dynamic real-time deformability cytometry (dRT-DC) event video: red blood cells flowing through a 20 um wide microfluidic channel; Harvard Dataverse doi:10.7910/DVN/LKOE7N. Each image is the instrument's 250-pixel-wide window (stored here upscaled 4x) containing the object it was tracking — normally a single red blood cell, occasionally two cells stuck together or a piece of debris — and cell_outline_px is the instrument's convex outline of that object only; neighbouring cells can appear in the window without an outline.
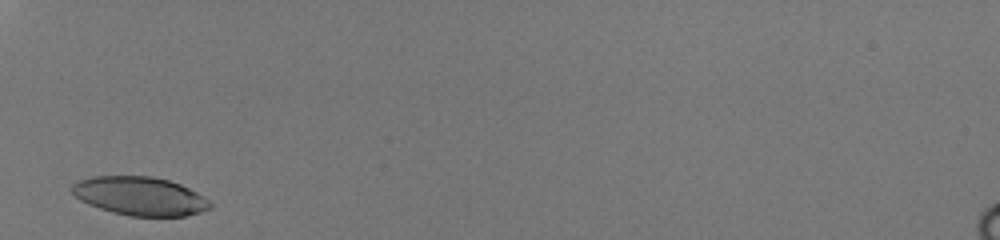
{"species": "human", "species_latin": "Homo sapiens", "temperature_condition": "room temperature", "stored_images_in_passage": 26, "camera_frame_rate_fps": 3000, "um_per_image_px": 0.085, "donor": {"sex": "male"}, "frame": {"image": 1, "passage_image": 1, "time_ms": 0.0, "image_size_px": [1000, 240], "cell_outline_px": [[212, 208], [200, 212], [184, 216], [132, 216], [112, 212], [88, 204], [80, 200], [72, 192], [72, 184], [76, 180], [92, 176], [152, 176], [168, 180], [180, 184], [196, 192], [208, 200], [212, 204]], "centroid_in_image_um": [11.88, 16.66], "position_along_channel_um": 73.1, "area_um2": 31.04}}
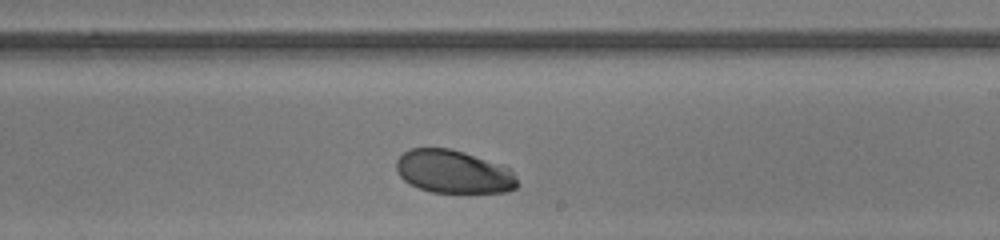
{"frame": {"image": 2, "passage_image": 15, "time_ms": 4.667, "image_size_px": [1000, 240], "cell_outline_px": [[520, 184], [516, 188], [508, 192], [432, 192], [420, 188], [404, 180], [400, 176], [396, 168], [396, 160], [404, 152], [412, 148], [448, 148], [464, 152], [508, 168], [516, 176]], "centroid_in_image_um": [38.55, 14.6], "position_along_channel_um": 250.4, "area_um2": 30.11}}
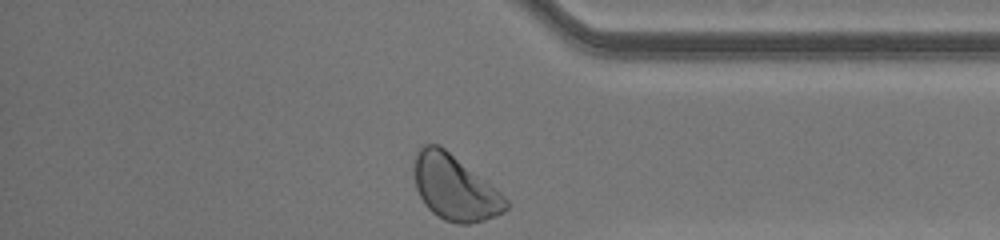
{"frame": {"image": 3, "passage_image": 26, "time_ms": 8.333, "image_size_px": [1000, 240], "cell_outline_px": [[508, 208], [504, 212], [496, 216], [484, 220], [468, 224], [456, 224], [444, 220], [432, 212], [424, 204], [416, 188], [412, 172], [412, 168], [416, 152], [424, 144], [440, 144], [496, 188], [508, 200]], "centroid_in_image_um": [38.62, 15.95], "position_along_channel_um": 396.6, "area_um2": 35.14}, "authors_computed_cell_mechanics": {"area_um2": 31.7611, "velocity_mm_per_s": 4.0549, "shape_relaxation_time_tau1_ms": 1.604, "shape_relaxation_time_tau2_ms": null, "deformation_change_tau1": 0.0722, "deformation_change_tau2": null}}